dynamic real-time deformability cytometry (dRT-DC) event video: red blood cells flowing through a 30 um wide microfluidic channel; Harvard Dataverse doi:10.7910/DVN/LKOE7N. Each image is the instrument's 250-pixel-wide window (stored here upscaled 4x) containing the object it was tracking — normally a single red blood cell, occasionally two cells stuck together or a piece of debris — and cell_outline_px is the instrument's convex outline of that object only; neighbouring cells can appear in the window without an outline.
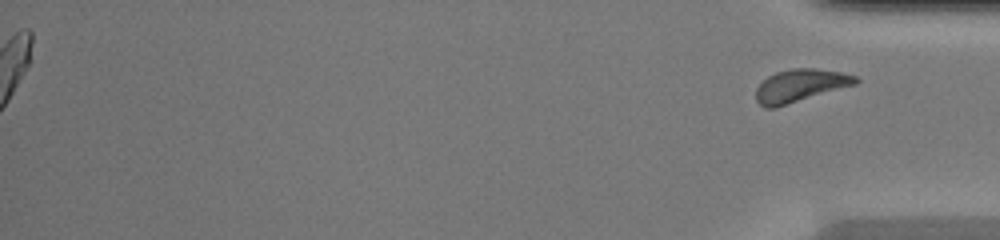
{"species": "common noctule bat (a hibernating species)", "species_latin": "Nyctalus noctula", "temperature_condition": "warm", "stored_images_in_passage": 39, "segment_of_instrument_passage": [2, 2], "camera_frame_rate_fps": 3000, "um_per_image_px": 0.085, "animal": {"sex": "female", "body_mass_g": 20.0, "forearm_length_mm": 54.0}, "frame": {"image": 1, "passage_image": 39, "time_ms": 12.667, "image_size_px": [1000, 240], "cell_outline_px": [[860, 80], [856, 84], [776, 108], [764, 108], [756, 100], [756, 88], [768, 76], [776, 72], [792, 68], [812, 68], [840, 72], [856, 76]], "centroid_in_image_um": [68.01, 7.29], "position_along_channel_um": 367.2, "area_um2": 18.96}}